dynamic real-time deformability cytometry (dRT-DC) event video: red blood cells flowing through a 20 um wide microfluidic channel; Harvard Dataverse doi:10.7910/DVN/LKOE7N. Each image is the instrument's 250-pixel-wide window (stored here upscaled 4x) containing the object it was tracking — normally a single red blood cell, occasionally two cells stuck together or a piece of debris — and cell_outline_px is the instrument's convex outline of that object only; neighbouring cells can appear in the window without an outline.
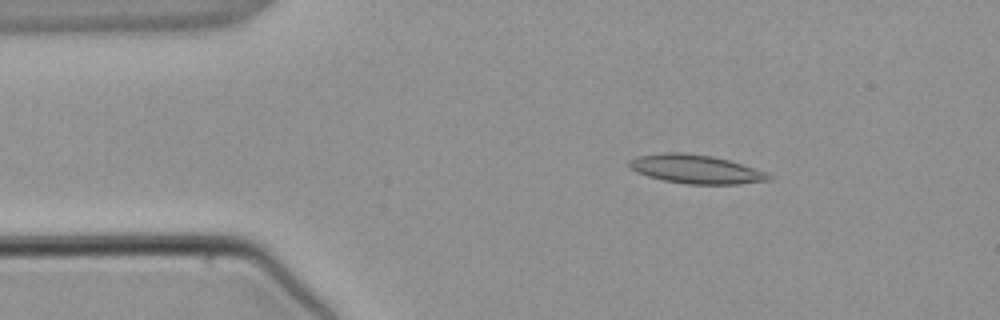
{"species": "common noctule bat (a hibernating species)", "species_latin": "Nyctalus noctula", "temperature_condition": "warm", "stored_images_in_passage": 2, "camera_frame_rate_fps": 3000, "um_per_image_px": 0.085, "animal": {"sex": "male", "body_mass_g": 21.5, "forearm_length_mm": 52.0}, "frame": {"image": 1, "passage_image": 1, "time_ms": 0.0, "image_size_px": [1000, 320], "cell_outline_px": [[772, 180], [740, 184], [688, 184], [664, 180], [648, 176], [636, 172], [628, 168], [628, 160], [636, 156], [664, 152], [684, 152], [712, 156], [728, 160], [768, 172], [772, 176]], "centroid_in_image_um": [59.13, 14.37], "position_along_channel_um": 25.9, "area_um2": 23.58}}